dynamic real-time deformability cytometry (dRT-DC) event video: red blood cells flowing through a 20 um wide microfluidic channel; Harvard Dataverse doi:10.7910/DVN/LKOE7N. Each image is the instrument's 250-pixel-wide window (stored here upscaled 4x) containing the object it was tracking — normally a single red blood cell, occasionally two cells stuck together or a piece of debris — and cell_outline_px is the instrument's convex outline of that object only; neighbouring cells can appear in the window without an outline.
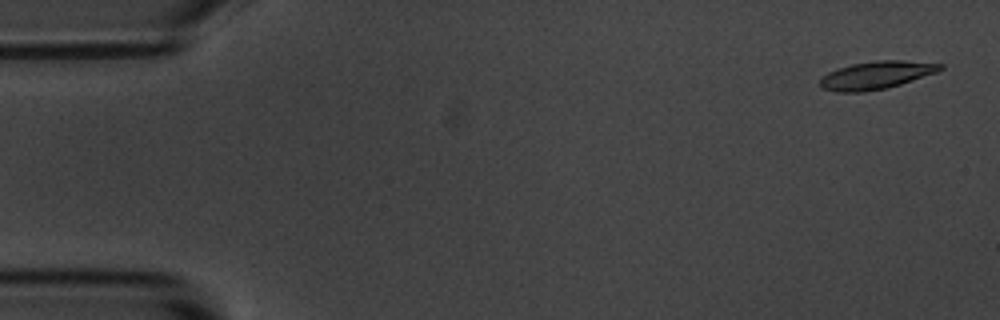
{"species": "common noctule bat (a hibernating species)", "species_latin": "Nyctalus noctula", "temperature_condition": "room temperature", "stored_images_in_passage": 6, "camera_frame_rate_fps": 3000, "um_per_image_px": 0.085, "animal": {"sex": "male", "body_mass_g": 20.1, "forearm_length_mm": 53.5}, "frame": {"image": 1, "passage_image": 1, "time_ms": 0.0, "image_size_px": [1000, 320], "cell_outline_px": [[944, 68], [936, 72], [888, 88], [864, 92], [836, 92], [820, 88], [820, 80], [828, 72], [852, 64], [876, 60], [904, 60], [944, 64]], "centroid_in_image_um": [74.48, 6.39], "position_along_channel_um": 10.5, "area_um2": 19.42}}
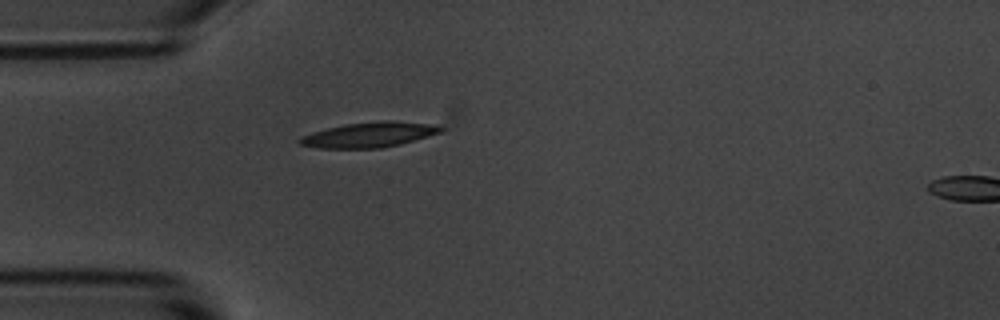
{"frame": {"image": 2, "passage_image": 5, "time_ms": 4.333, "image_size_px": [1000, 320], "cell_outline_px": [[444, 132], [400, 144], [380, 148], [320, 148], [300, 144], [296, 140], [300, 136], [312, 132], [344, 124], [384, 120], [392, 120], [436, 124], [444, 128]], "centroid_in_image_um": [31.42, 11.44], "position_along_channel_um": 53.6, "area_um2": 20.87}}